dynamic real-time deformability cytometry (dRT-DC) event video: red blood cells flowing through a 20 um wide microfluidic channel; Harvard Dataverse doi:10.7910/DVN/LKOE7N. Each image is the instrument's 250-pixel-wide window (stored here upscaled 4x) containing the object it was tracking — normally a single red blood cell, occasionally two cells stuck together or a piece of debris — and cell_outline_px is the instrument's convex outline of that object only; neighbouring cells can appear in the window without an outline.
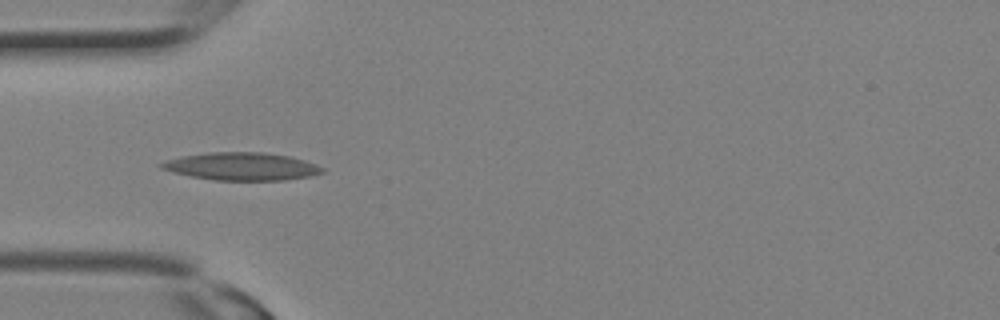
{"species": "Egyptian fruit bat (a non-hibernating species)", "species_latin": "Rousettus aegyptiacus", "temperature_condition": "room temperature", "stored_images_in_passage": 4, "camera_frame_rate_fps": 3000, "um_per_image_px": 0.085, "animal": {"sex": "female"}, "frame": {"image": 1, "passage_image": 1, "time_ms": 0.0, "image_size_px": [1000, 320], "cell_outline_px": [[324, 172], [312, 176], [284, 180], [212, 180], [192, 176], [160, 168], [156, 164], [180, 156], [208, 152], [264, 152], [292, 156], [316, 164], [324, 168]], "centroid_in_image_um": [20.57, 14.13], "position_along_channel_um": 64.4, "area_um2": 26.13}}
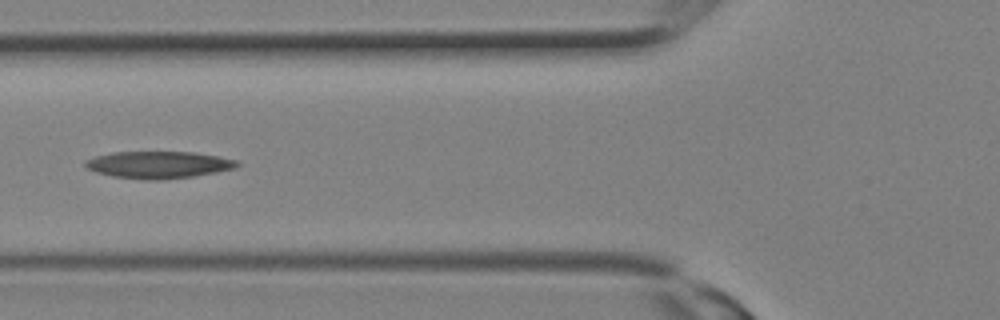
{"frame": {"image": 2, "passage_image": 3, "time_ms": 0.667, "image_size_px": [1000, 320], "cell_outline_px": [[240, 164], [236, 168], [216, 172], [192, 176], [160, 180], [148, 180], [112, 176], [96, 172], [84, 168], [84, 160], [96, 156], [112, 152], [192, 152], [216, 156], [236, 160]], "centroid_in_image_um": [13.42, 14.0], "position_along_channel_um": 112.4, "area_um2": 23.87}}